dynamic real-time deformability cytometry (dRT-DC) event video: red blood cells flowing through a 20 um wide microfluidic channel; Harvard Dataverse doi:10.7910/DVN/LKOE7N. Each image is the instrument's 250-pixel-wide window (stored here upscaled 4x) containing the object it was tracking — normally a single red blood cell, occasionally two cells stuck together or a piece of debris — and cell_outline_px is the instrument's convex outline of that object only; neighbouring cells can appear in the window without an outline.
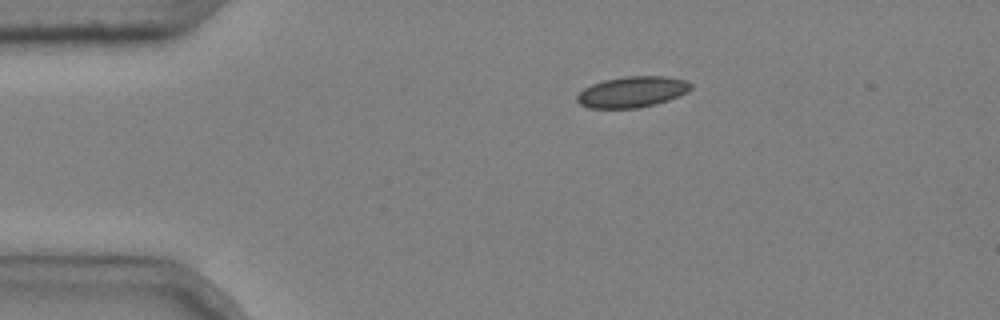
{"species": "common noctule bat (a hibernating species)", "species_latin": "Nyctalus noctula", "temperature_condition": "cold", "stored_images_in_passage": 5, "camera_frame_rate_fps": 3000, "um_per_image_px": 0.085, "animal": {"sex": "male", "body_mass_g": 20.4}, "frame": {"image": 1, "passage_image": 1, "time_ms": 0.0, "image_size_px": [1000, 320], "cell_outline_px": [[692, 88], [688, 92], [668, 100], [656, 104], [636, 108], [588, 108], [580, 104], [576, 100], [576, 96], [584, 88], [592, 84], [604, 80], [624, 76], [664, 76], [684, 80], [692, 84]], "centroid_in_image_um": [53.73, 7.81], "position_along_channel_um": 31.3, "area_um2": 20.52}}
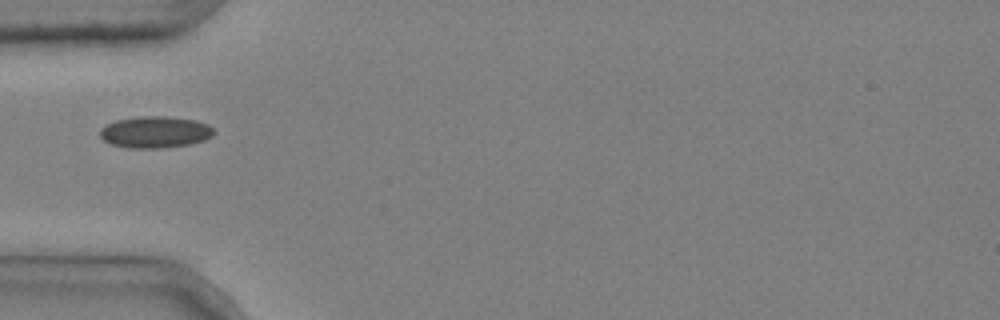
{"frame": {"image": 2, "passage_image": 2, "time_ms": 0.333, "image_size_px": [1000, 320], "cell_outline_px": [[216, 132], [212, 136], [204, 140], [188, 144], [164, 148], [132, 148], [112, 144], [104, 140], [100, 136], [100, 128], [104, 124], [116, 120], [140, 116], [168, 116], [196, 120], [208, 124]], "centroid_in_image_um": [13.19, 11.21], "position_along_channel_um": 71.8, "area_um2": 21.1}}
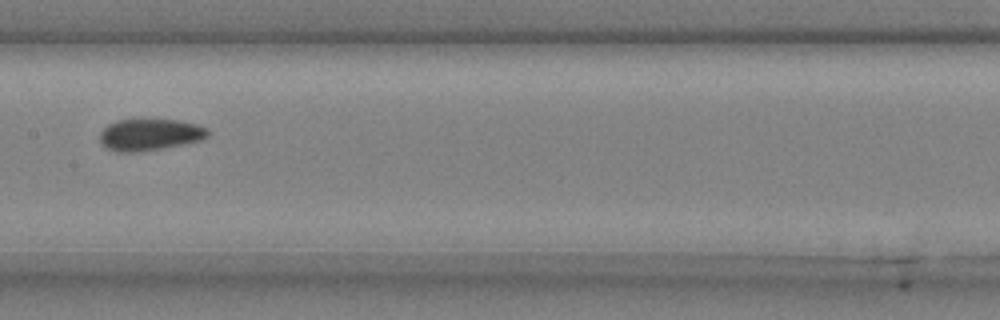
{"frame": {"image": 3, "passage_image": 5, "time_ms": 1.333, "image_size_px": [1000, 320], "cell_outline_px": [[208, 136], [200, 140], [160, 148], [136, 152], [120, 152], [108, 148], [100, 144], [100, 132], [108, 124], [116, 120], [144, 116], [180, 120], [196, 124], [208, 128]], "centroid_in_image_um": [12.7, 11.37], "position_along_channel_um": 194.7, "area_um2": 20.58}}